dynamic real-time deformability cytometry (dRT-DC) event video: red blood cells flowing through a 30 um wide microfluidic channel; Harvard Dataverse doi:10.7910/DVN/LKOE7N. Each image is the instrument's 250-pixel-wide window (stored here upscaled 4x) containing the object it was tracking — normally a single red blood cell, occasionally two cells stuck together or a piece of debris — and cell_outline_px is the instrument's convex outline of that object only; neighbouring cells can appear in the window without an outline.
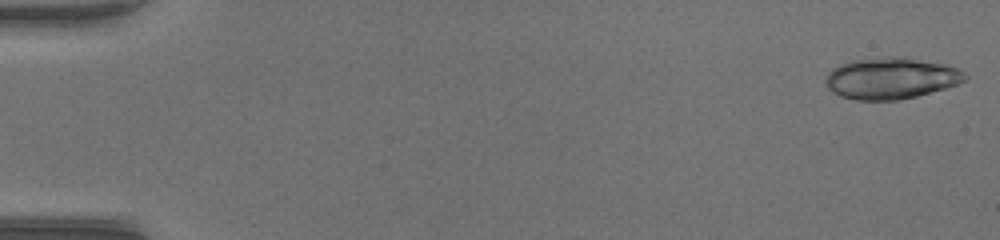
{"species": "common noctule bat (a hibernating species)", "species_latin": "Nyctalus noctula", "temperature_condition": "warm", "stored_images_in_passage": 50, "segment_of_instrument_passage": [1, 2], "camera_frame_rate_fps": 3000, "um_per_image_px": 0.085, "animal": {"sex": "female", "body_mass_g": 17.0, "forearm_length_mm": 48.0}, "frame": {"image": 1, "passage_image": 1, "time_ms": 0.0, "image_size_px": [1000, 240], "cell_outline_px": [[968, 76], [964, 80], [956, 84], [944, 88], [916, 96], [900, 100], [856, 100], [840, 96], [832, 92], [828, 88], [824, 80], [828, 72], [832, 68], [840, 64], [852, 60], [888, 56], [900, 56], [944, 64], [956, 68], [964, 72]], "centroid_in_image_um": [75.69, 6.65], "position_along_channel_um": 9.3, "area_um2": 33.64}}
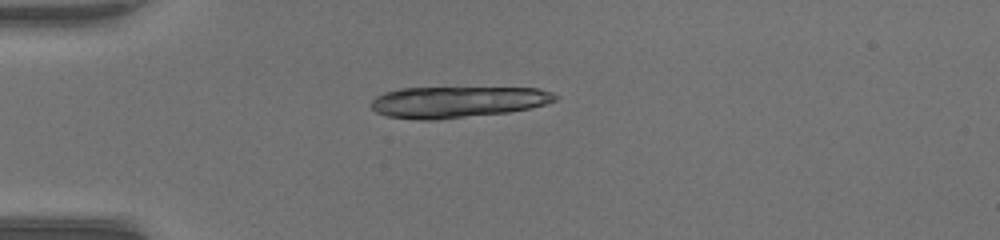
{"frame": {"image": 2, "passage_image": 14, "time_ms": 4.333, "image_size_px": [1000, 240], "cell_outline_px": [[560, 96], [556, 100], [532, 108], [508, 112], [436, 120], [420, 120], [384, 116], [376, 112], [372, 108], [372, 100], [376, 96], [384, 92], [400, 88], [540, 88], [552, 92]], "centroid_in_image_um": [38.88, 8.67], "position_along_channel_um": 46.1, "area_um2": 33.7}}